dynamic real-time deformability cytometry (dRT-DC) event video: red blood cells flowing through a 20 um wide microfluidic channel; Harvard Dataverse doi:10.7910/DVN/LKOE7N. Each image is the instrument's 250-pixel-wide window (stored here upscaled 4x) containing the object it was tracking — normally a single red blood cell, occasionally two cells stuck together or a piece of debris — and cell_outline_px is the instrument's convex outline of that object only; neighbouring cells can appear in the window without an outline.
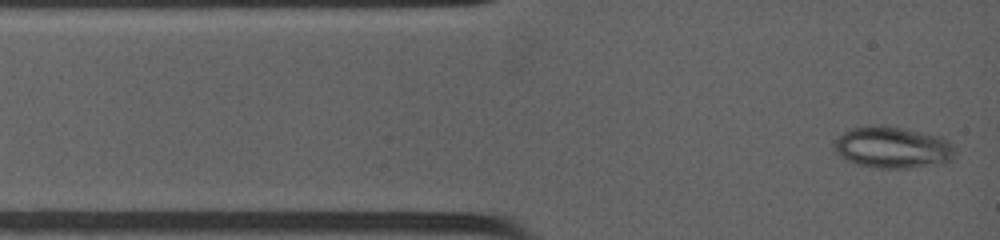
{"species": "common noctule bat (a hibernating species)", "species_latin": "Nyctalus noctula", "temperature_condition": "warm", "stored_images_in_passage": 8, "camera_frame_rate_fps": 4500, "um_per_image_px": 0.085, "animal": {"sex": "female", "body_mass_g": 19.0, "forearm_length_mm": 53.3}, "frame": {"image": 1, "passage_image": 1, "time_ms": 0.0, "image_size_px": [1000, 240], "cell_outline_px": [[956, 156], [948, 164], [912, 168], [876, 168], [856, 164], [848, 160], [836, 152], [832, 148], [836, 140], [844, 132], [852, 128], [904, 128], [944, 136], [956, 148]], "centroid_in_image_um": [76.01, 12.59], "position_along_channel_um": 9.0, "area_um2": 29.25}}
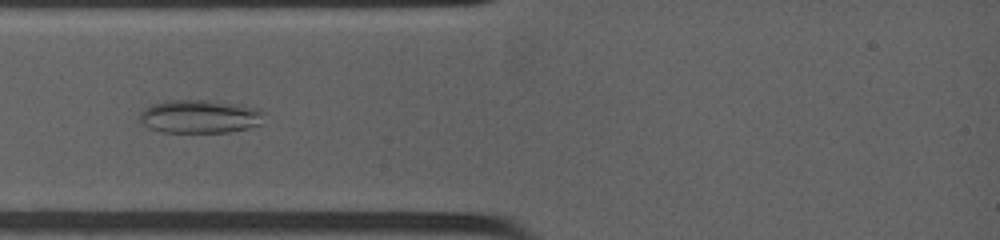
{"frame": {"image": 2, "passage_image": 5, "time_ms": 2.444, "image_size_px": [1000, 240], "cell_outline_px": [[264, 112], [260, 124], [248, 128], [228, 132], [160, 132], [148, 128], [140, 120], [140, 112], [144, 108], [152, 104], [168, 100], [208, 100], [244, 104], [260, 108]], "centroid_in_image_um": [17.0, 9.89], "position_along_channel_um": 68.0, "area_um2": 24.45}}
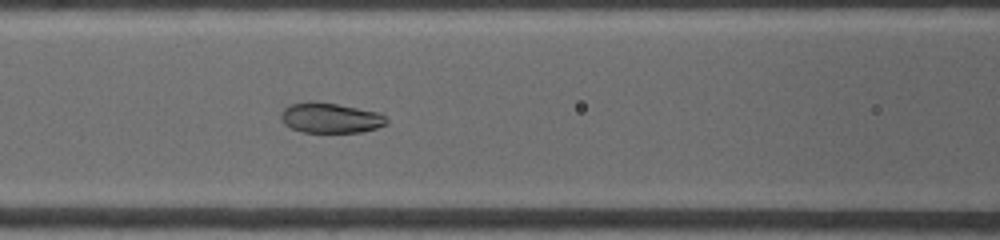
{"frame": {"image": 3, "passage_image": 8, "time_ms": 4.222, "image_size_px": [1000, 240], "cell_outline_px": [[388, 124], [376, 128], [360, 132], [300, 132], [284, 124], [280, 120], [280, 112], [288, 104], [308, 100], [316, 100], [380, 112], [388, 120]], "centroid_in_image_um": [28.04, 10.0], "position_along_channel_um": 138.6, "area_um2": 19.02}}